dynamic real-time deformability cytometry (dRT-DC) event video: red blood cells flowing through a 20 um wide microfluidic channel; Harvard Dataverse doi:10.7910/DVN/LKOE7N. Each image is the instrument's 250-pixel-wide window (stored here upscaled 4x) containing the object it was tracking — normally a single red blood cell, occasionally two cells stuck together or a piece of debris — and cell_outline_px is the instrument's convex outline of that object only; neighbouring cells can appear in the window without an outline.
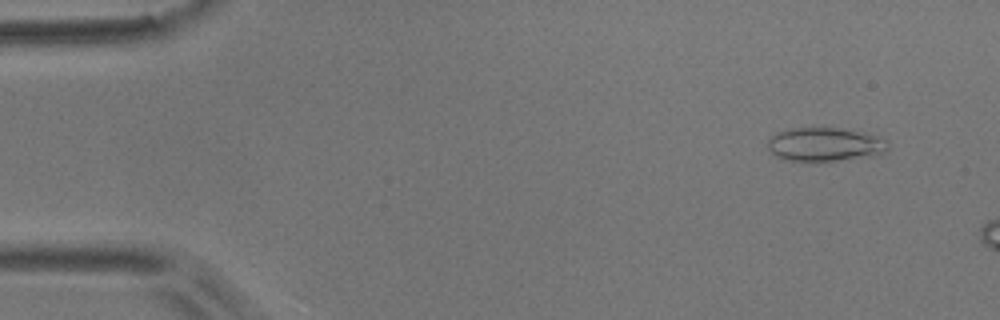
{"species": "common noctule bat (a hibernating species)", "species_latin": "Nyctalus noctula", "temperature_condition": "room temperature", "stored_images_in_passage": 9, "camera_frame_rate_fps": 3000, "um_per_image_px": 0.085, "animal": {"sex": "male", "body_mass_g": 17.9}, "frame": {"image": 1, "passage_image": 4, "time_ms": 1.0, "image_size_px": [1000, 320], "cell_outline_px": [[888, 148], [884, 152], [872, 156], [836, 160], [788, 160], [776, 156], [768, 148], [768, 140], [776, 132], [792, 128], [840, 128], [876, 136], [888, 140]], "centroid_in_image_um": [70.11, 12.26], "position_along_channel_um": 14.9, "area_um2": 23.18}}